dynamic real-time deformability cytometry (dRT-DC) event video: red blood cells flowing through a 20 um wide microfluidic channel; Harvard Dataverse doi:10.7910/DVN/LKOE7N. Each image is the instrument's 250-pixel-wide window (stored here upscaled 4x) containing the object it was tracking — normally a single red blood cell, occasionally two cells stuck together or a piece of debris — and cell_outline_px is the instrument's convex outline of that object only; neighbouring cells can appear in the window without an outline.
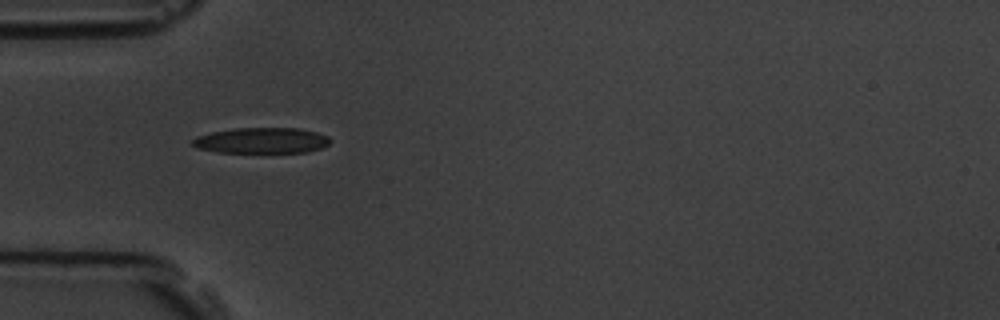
{"species": "common noctule bat (a hibernating species)", "species_latin": "Nyctalus noctula", "temperature_condition": "room temperature", "stored_images_in_passage": 2, "camera_frame_rate_fps": 3000, "um_per_image_px": 0.085, "animal": {"sex": "male", "body_mass_g": 19.5, "forearm_length_mm": 54.6}, "frame": {"image": 1, "passage_image": 1, "time_ms": 0.0, "image_size_px": [1000, 320], "cell_outline_px": [[332, 140], [328, 144], [320, 148], [308, 152], [216, 152], [196, 148], [192, 144], [192, 140], [196, 136], [212, 132], [236, 128], [300, 128], [316, 132], [328, 136]], "centroid_in_image_um": [22.23, 11.94], "position_along_channel_um": 62.8, "area_um2": 20.63}}
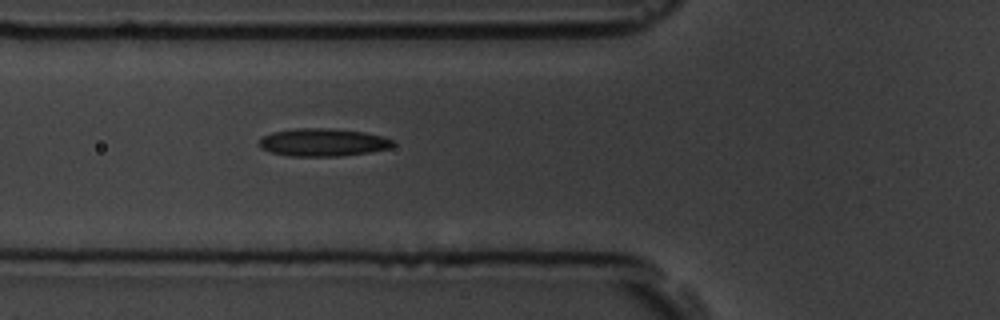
{"frame": {"image": 2, "passage_image": 2, "time_ms": 1.0, "image_size_px": [1000, 320], "cell_outline_px": [[396, 144], [388, 148], [372, 152], [340, 156], [288, 156], [268, 152], [260, 148], [260, 140], [264, 136], [272, 132], [292, 128], [328, 128], [364, 132], [396, 140]], "centroid_in_image_um": [27.45, 12.1], "position_along_channel_um": 98.4, "area_um2": 21.85}}